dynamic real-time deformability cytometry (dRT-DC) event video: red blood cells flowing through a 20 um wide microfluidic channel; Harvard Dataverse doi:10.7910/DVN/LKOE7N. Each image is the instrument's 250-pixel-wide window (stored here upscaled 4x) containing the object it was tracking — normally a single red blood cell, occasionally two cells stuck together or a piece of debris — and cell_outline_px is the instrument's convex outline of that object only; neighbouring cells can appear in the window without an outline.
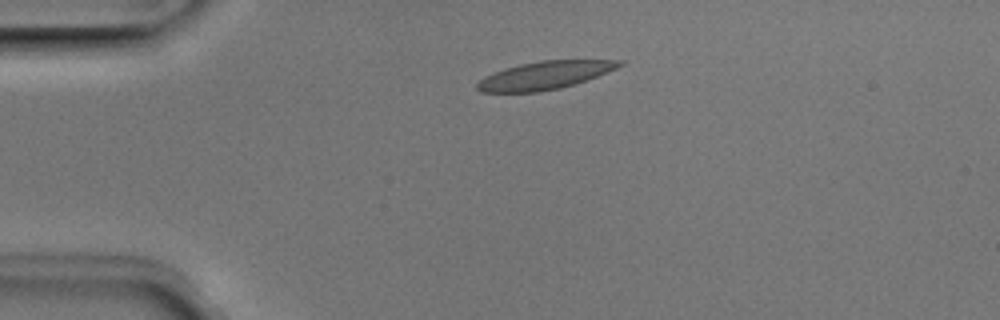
{"species": "Egyptian fruit bat (a non-hibernating species)", "species_latin": "Rousettus aegyptiacus", "temperature_condition": "room temperature", "stored_images_in_passage": 2, "camera_frame_rate_fps": 3000, "um_per_image_px": 0.085, "animal": {"sex": "male"}, "frame": {"image": 1, "passage_image": 1, "time_ms": 0.0, "image_size_px": [1000, 320], "cell_outline_px": [[624, 64], [616, 68], [596, 76], [560, 88], [540, 92], [480, 92], [476, 88], [476, 84], [484, 76], [492, 72], [504, 68], [520, 64], [540, 60], [624, 60]], "centroid_in_image_um": [46.24, 6.4], "position_along_channel_um": 38.8, "area_um2": 23.06}}